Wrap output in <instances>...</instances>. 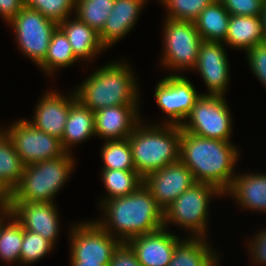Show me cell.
<instances>
[{"label": "cell", "instance_id": "obj_22", "mask_svg": "<svg viewBox=\"0 0 266 266\" xmlns=\"http://www.w3.org/2000/svg\"><path fill=\"white\" fill-rule=\"evenodd\" d=\"M225 44L245 52L265 42L261 16L230 15Z\"/></svg>", "mask_w": 266, "mask_h": 266}, {"label": "cell", "instance_id": "obj_24", "mask_svg": "<svg viewBox=\"0 0 266 266\" xmlns=\"http://www.w3.org/2000/svg\"><path fill=\"white\" fill-rule=\"evenodd\" d=\"M204 237L185 238L176 245L168 266H217L218 256Z\"/></svg>", "mask_w": 266, "mask_h": 266}, {"label": "cell", "instance_id": "obj_17", "mask_svg": "<svg viewBox=\"0 0 266 266\" xmlns=\"http://www.w3.org/2000/svg\"><path fill=\"white\" fill-rule=\"evenodd\" d=\"M179 242L178 236L163 227L150 234L132 237L126 243L142 266H168Z\"/></svg>", "mask_w": 266, "mask_h": 266}, {"label": "cell", "instance_id": "obj_15", "mask_svg": "<svg viewBox=\"0 0 266 266\" xmlns=\"http://www.w3.org/2000/svg\"><path fill=\"white\" fill-rule=\"evenodd\" d=\"M10 209L23 229L43 236L55 246L60 223L54 203L10 201Z\"/></svg>", "mask_w": 266, "mask_h": 266}, {"label": "cell", "instance_id": "obj_26", "mask_svg": "<svg viewBox=\"0 0 266 266\" xmlns=\"http://www.w3.org/2000/svg\"><path fill=\"white\" fill-rule=\"evenodd\" d=\"M24 168L10 138L0 128V183L9 193L19 184Z\"/></svg>", "mask_w": 266, "mask_h": 266}, {"label": "cell", "instance_id": "obj_35", "mask_svg": "<svg viewBox=\"0 0 266 266\" xmlns=\"http://www.w3.org/2000/svg\"><path fill=\"white\" fill-rule=\"evenodd\" d=\"M230 15H261L264 0H220Z\"/></svg>", "mask_w": 266, "mask_h": 266}, {"label": "cell", "instance_id": "obj_42", "mask_svg": "<svg viewBox=\"0 0 266 266\" xmlns=\"http://www.w3.org/2000/svg\"><path fill=\"white\" fill-rule=\"evenodd\" d=\"M10 213H11L10 207H0V214H1L0 215V224L3 221V218H4V220H7L8 219V216H9Z\"/></svg>", "mask_w": 266, "mask_h": 266}, {"label": "cell", "instance_id": "obj_16", "mask_svg": "<svg viewBox=\"0 0 266 266\" xmlns=\"http://www.w3.org/2000/svg\"><path fill=\"white\" fill-rule=\"evenodd\" d=\"M59 92L48 91L39 99L32 121L27 120L34 128L61 140L70 107L77 101L75 91L69 97Z\"/></svg>", "mask_w": 266, "mask_h": 266}, {"label": "cell", "instance_id": "obj_23", "mask_svg": "<svg viewBox=\"0 0 266 266\" xmlns=\"http://www.w3.org/2000/svg\"><path fill=\"white\" fill-rule=\"evenodd\" d=\"M95 135L94 112L78 100L70 107L61 144L63 150L71 153V147Z\"/></svg>", "mask_w": 266, "mask_h": 266}, {"label": "cell", "instance_id": "obj_14", "mask_svg": "<svg viewBox=\"0 0 266 266\" xmlns=\"http://www.w3.org/2000/svg\"><path fill=\"white\" fill-rule=\"evenodd\" d=\"M221 41H202L193 70L200 72L209 93L202 95L225 96L230 81L229 61Z\"/></svg>", "mask_w": 266, "mask_h": 266}, {"label": "cell", "instance_id": "obj_13", "mask_svg": "<svg viewBox=\"0 0 266 266\" xmlns=\"http://www.w3.org/2000/svg\"><path fill=\"white\" fill-rule=\"evenodd\" d=\"M196 182L193 173L180 160L143 178L144 186L163 210Z\"/></svg>", "mask_w": 266, "mask_h": 266}, {"label": "cell", "instance_id": "obj_3", "mask_svg": "<svg viewBox=\"0 0 266 266\" xmlns=\"http://www.w3.org/2000/svg\"><path fill=\"white\" fill-rule=\"evenodd\" d=\"M137 81L128 63L115 62L99 68L75 90L77 100L95 112L105 107L138 105Z\"/></svg>", "mask_w": 266, "mask_h": 266}, {"label": "cell", "instance_id": "obj_2", "mask_svg": "<svg viewBox=\"0 0 266 266\" xmlns=\"http://www.w3.org/2000/svg\"><path fill=\"white\" fill-rule=\"evenodd\" d=\"M101 208L105 216L96 222L121 243L164 227V210L144 184L127 196L106 200Z\"/></svg>", "mask_w": 266, "mask_h": 266}, {"label": "cell", "instance_id": "obj_41", "mask_svg": "<svg viewBox=\"0 0 266 266\" xmlns=\"http://www.w3.org/2000/svg\"><path fill=\"white\" fill-rule=\"evenodd\" d=\"M261 19H262V28H263V35L266 42V1L264 2L262 12H261Z\"/></svg>", "mask_w": 266, "mask_h": 266}, {"label": "cell", "instance_id": "obj_12", "mask_svg": "<svg viewBox=\"0 0 266 266\" xmlns=\"http://www.w3.org/2000/svg\"><path fill=\"white\" fill-rule=\"evenodd\" d=\"M195 89L193 84L180 74L166 76L158 82L154 97L157 105L170 119L163 124L181 126L202 95Z\"/></svg>", "mask_w": 266, "mask_h": 266}, {"label": "cell", "instance_id": "obj_34", "mask_svg": "<svg viewBox=\"0 0 266 266\" xmlns=\"http://www.w3.org/2000/svg\"><path fill=\"white\" fill-rule=\"evenodd\" d=\"M25 6L57 23L69 18L71 11L75 12V0H25Z\"/></svg>", "mask_w": 266, "mask_h": 266}, {"label": "cell", "instance_id": "obj_36", "mask_svg": "<svg viewBox=\"0 0 266 266\" xmlns=\"http://www.w3.org/2000/svg\"><path fill=\"white\" fill-rule=\"evenodd\" d=\"M246 54L252 72L266 87V42L248 49Z\"/></svg>", "mask_w": 266, "mask_h": 266}, {"label": "cell", "instance_id": "obj_30", "mask_svg": "<svg viewBox=\"0 0 266 266\" xmlns=\"http://www.w3.org/2000/svg\"><path fill=\"white\" fill-rule=\"evenodd\" d=\"M115 0H75V17L99 33L113 9Z\"/></svg>", "mask_w": 266, "mask_h": 266}, {"label": "cell", "instance_id": "obj_32", "mask_svg": "<svg viewBox=\"0 0 266 266\" xmlns=\"http://www.w3.org/2000/svg\"><path fill=\"white\" fill-rule=\"evenodd\" d=\"M54 245L43 236L23 229V241L19 262L22 264H32L51 252Z\"/></svg>", "mask_w": 266, "mask_h": 266}, {"label": "cell", "instance_id": "obj_7", "mask_svg": "<svg viewBox=\"0 0 266 266\" xmlns=\"http://www.w3.org/2000/svg\"><path fill=\"white\" fill-rule=\"evenodd\" d=\"M181 124L184 132L200 137L230 141L231 112L224 96L201 95Z\"/></svg>", "mask_w": 266, "mask_h": 266}, {"label": "cell", "instance_id": "obj_1", "mask_svg": "<svg viewBox=\"0 0 266 266\" xmlns=\"http://www.w3.org/2000/svg\"><path fill=\"white\" fill-rule=\"evenodd\" d=\"M239 154L230 141L181 131L179 160L190 169L197 182L216 186L224 194L235 177Z\"/></svg>", "mask_w": 266, "mask_h": 266}, {"label": "cell", "instance_id": "obj_4", "mask_svg": "<svg viewBox=\"0 0 266 266\" xmlns=\"http://www.w3.org/2000/svg\"><path fill=\"white\" fill-rule=\"evenodd\" d=\"M140 122L128 137L136 172L144 178L179 160L181 127ZM146 126V127H145Z\"/></svg>", "mask_w": 266, "mask_h": 266}, {"label": "cell", "instance_id": "obj_27", "mask_svg": "<svg viewBox=\"0 0 266 266\" xmlns=\"http://www.w3.org/2000/svg\"><path fill=\"white\" fill-rule=\"evenodd\" d=\"M77 61L66 35L57 27L52 34L46 56L38 67L52 75L58 68L69 67Z\"/></svg>", "mask_w": 266, "mask_h": 266}, {"label": "cell", "instance_id": "obj_28", "mask_svg": "<svg viewBox=\"0 0 266 266\" xmlns=\"http://www.w3.org/2000/svg\"><path fill=\"white\" fill-rule=\"evenodd\" d=\"M102 178L108 196L100 203L116 197L127 196L143 184V178L136 171L103 169Z\"/></svg>", "mask_w": 266, "mask_h": 266}, {"label": "cell", "instance_id": "obj_5", "mask_svg": "<svg viewBox=\"0 0 266 266\" xmlns=\"http://www.w3.org/2000/svg\"><path fill=\"white\" fill-rule=\"evenodd\" d=\"M75 161L71 153L26 165L19 184L10 193V201L50 202L69 178Z\"/></svg>", "mask_w": 266, "mask_h": 266}, {"label": "cell", "instance_id": "obj_21", "mask_svg": "<svg viewBox=\"0 0 266 266\" xmlns=\"http://www.w3.org/2000/svg\"><path fill=\"white\" fill-rule=\"evenodd\" d=\"M227 193L244 208L266 212V174L236 175Z\"/></svg>", "mask_w": 266, "mask_h": 266}, {"label": "cell", "instance_id": "obj_6", "mask_svg": "<svg viewBox=\"0 0 266 266\" xmlns=\"http://www.w3.org/2000/svg\"><path fill=\"white\" fill-rule=\"evenodd\" d=\"M221 192L216 186L196 182L164 210V228L169 222L191 231L193 237L206 238L210 199Z\"/></svg>", "mask_w": 266, "mask_h": 266}, {"label": "cell", "instance_id": "obj_11", "mask_svg": "<svg viewBox=\"0 0 266 266\" xmlns=\"http://www.w3.org/2000/svg\"><path fill=\"white\" fill-rule=\"evenodd\" d=\"M4 131L25 166L55 159L65 153L59 138L34 128L27 119H19Z\"/></svg>", "mask_w": 266, "mask_h": 266}, {"label": "cell", "instance_id": "obj_29", "mask_svg": "<svg viewBox=\"0 0 266 266\" xmlns=\"http://www.w3.org/2000/svg\"><path fill=\"white\" fill-rule=\"evenodd\" d=\"M8 218L7 224L4 220L0 224V258L5 263L19 262L23 227L12 213L9 214Z\"/></svg>", "mask_w": 266, "mask_h": 266}, {"label": "cell", "instance_id": "obj_31", "mask_svg": "<svg viewBox=\"0 0 266 266\" xmlns=\"http://www.w3.org/2000/svg\"><path fill=\"white\" fill-rule=\"evenodd\" d=\"M101 152L103 169L136 171L128 138L106 141Z\"/></svg>", "mask_w": 266, "mask_h": 266}, {"label": "cell", "instance_id": "obj_9", "mask_svg": "<svg viewBox=\"0 0 266 266\" xmlns=\"http://www.w3.org/2000/svg\"><path fill=\"white\" fill-rule=\"evenodd\" d=\"M8 24L14 29L18 48L38 66L46 56L58 23L25 6Z\"/></svg>", "mask_w": 266, "mask_h": 266}, {"label": "cell", "instance_id": "obj_38", "mask_svg": "<svg viewBox=\"0 0 266 266\" xmlns=\"http://www.w3.org/2000/svg\"><path fill=\"white\" fill-rule=\"evenodd\" d=\"M251 245V246H250ZM253 264L266 265V229L254 237V240L249 241V248Z\"/></svg>", "mask_w": 266, "mask_h": 266}, {"label": "cell", "instance_id": "obj_8", "mask_svg": "<svg viewBox=\"0 0 266 266\" xmlns=\"http://www.w3.org/2000/svg\"><path fill=\"white\" fill-rule=\"evenodd\" d=\"M164 22V67L182 70L194 69L202 43L195 23L192 21L165 19Z\"/></svg>", "mask_w": 266, "mask_h": 266}, {"label": "cell", "instance_id": "obj_25", "mask_svg": "<svg viewBox=\"0 0 266 266\" xmlns=\"http://www.w3.org/2000/svg\"><path fill=\"white\" fill-rule=\"evenodd\" d=\"M230 14L220 0L205 7L194 21L196 30L204 41H221L226 38Z\"/></svg>", "mask_w": 266, "mask_h": 266}, {"label": "cell", "instance_id": "obj_19", "mask_svg": "<svg viewBox=\"0 0 266 266\" xmlns=\"http://www.w3.org/2000/svg\"><path fill=\"white\" fill-rule=\"evenodd\" d=\"M147 0H115L102 30L98 33L105 49L121 40L135 26Z\"/></svg>", "mask_w": 266, "mask_h": 266}, {"label": "cell", "instance_id": "obj_10", "mask_svg": "<svg viewBox=\"0 0 266 266\" xmlns=\"http://www.w3.org/2000/svg\"><path fill=\"white\" fill-rule=\"evenodd\" d=\"M73 227V228H72ZM71 227V261L108 266L114 250L121 243L96 221Z\"/></svg>", "mask_w": 266, "mask_h": 266}, {"label": "cell", "instance_id": "obj_40", "mask_svg": "<svg viewBox=\"0 0 266 266\" xmlns=\"http://www.w3.org/2000/svg\"><path fill=\"white\" fill-rule=\"evenodd\" d=\"M0 207H10V193L0 183Z\"/></svg>", "mask_w": 266, "mask_h": 266}, {"label": "cell", "instance_id": "obj_37", "mask_svg": "<svg viewBox=\"0 0 266 266\" xmlns=\"http://www.w3.org/2000/svg\"><path fill=\"white\" fill-rule=\"evenodd\" d=\"M108 266H142L137 260L135 252L126 243H120L114 250Z\"/></svg>", "mask_w": 266, "mask_h": 266}, {"label": "cell", "instance_id": "obj_39", "mask_svg": "<svg viewBox=\"0 0 266 266\" xmlns=\"http://www.w3.org/2000/svg\"><path fill=\"white\" fill-rule=\"evenodd\" d=\"M24 7L25 0H0V16L9 23Z\"/></svg>", "mask_w": 266, "mask_h": 266}, {"label": "cell", "instance_id": "obj_43", "mask_svg": "<svg viewBox=\"0 0 266 266\" xmlns=\"http://www.w3.org/2000/svg\"><path fill=\"white\" fill-rule=\"evenodd\" d=\"M71 266H103L101 264L83 263V261H71Z\"/></svg>", "mask_w": 266, "mask_h": 266}, {"label": "cell", "instance_id": "obj_33", "mask_svg": "<svg viewBox=\"0 0 266 266\" xmlns=\"http://www.w3.org/2000/svg\"><path fill=\"white\" fill-rule=\"evenodd\" d=\"M167 8L166 18L194 22L214 0H159Z\"/></svg>", "mask_w": 266, "mask_h": 266}, {"label": "cell", "instance_id": "obj_20", "mask_svg": "<svg viewBox=\"0 0 266 266\" xmlns=\"http://www.w3.org/2000/svg\"><path fill=\"white\" fill-rule=\"evenodd\" d=\"M68 19L59 22L58 27L66 35L78 60H82V58L87 61L91 60L102 50H105L100 42L98 33L93 28L80 21L77 17L71 21Z\"/></svg>", "mask_w": 266, "mask_h": 266}, {"label": "cell", "instance_id": "obj_18", "mask_svg": "<svg viewBox=\"0 0 266 266\" xmlns=\"http://www.w3.org/2000/svg\"><path fill=\"white\" fill-rule=\"evenodd\" d=\"M137 109V105H118L95 111V135L106 141L128 138L141 122Z\"/></svg>", "mask_w": 266, "mask_h": 266}]
</instances>
